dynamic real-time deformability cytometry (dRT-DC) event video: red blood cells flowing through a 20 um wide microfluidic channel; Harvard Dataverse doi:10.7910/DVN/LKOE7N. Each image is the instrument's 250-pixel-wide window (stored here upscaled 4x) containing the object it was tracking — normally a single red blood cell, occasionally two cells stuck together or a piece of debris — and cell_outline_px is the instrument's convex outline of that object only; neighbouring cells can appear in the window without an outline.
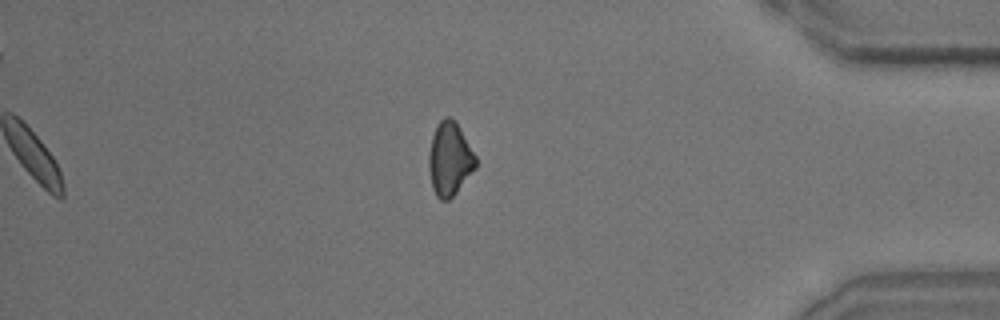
{"species": "common noctule bat (a hibernating species)", "species_latin": "Nyctalus noctula", "temperature_condition": "room temperature", "stored_images_in_passage": 41, "camera_frame_rate_fps": 3000, "um_per_image_px": 0.085, "animal": {"sex": "male", "body_mass_g": 15.6}, "frame": {"image": 1, "passage_image": 41, "time_ms": 13.333, "image_size_px": [1000, 320], "cell_outline_px": [[476, 168], [456, 192], [448, 200], [440, 200], [436, 196], [432, 188], [428, 168], [428, 152], [432, 136], [436, 124], [444, 116], [452, 116], [460, 128], [476, 156]], "centroid_in_image_um": [38.2, 13.49], "position_along_channel_um": 397.0, "area_um2": 20.29}}